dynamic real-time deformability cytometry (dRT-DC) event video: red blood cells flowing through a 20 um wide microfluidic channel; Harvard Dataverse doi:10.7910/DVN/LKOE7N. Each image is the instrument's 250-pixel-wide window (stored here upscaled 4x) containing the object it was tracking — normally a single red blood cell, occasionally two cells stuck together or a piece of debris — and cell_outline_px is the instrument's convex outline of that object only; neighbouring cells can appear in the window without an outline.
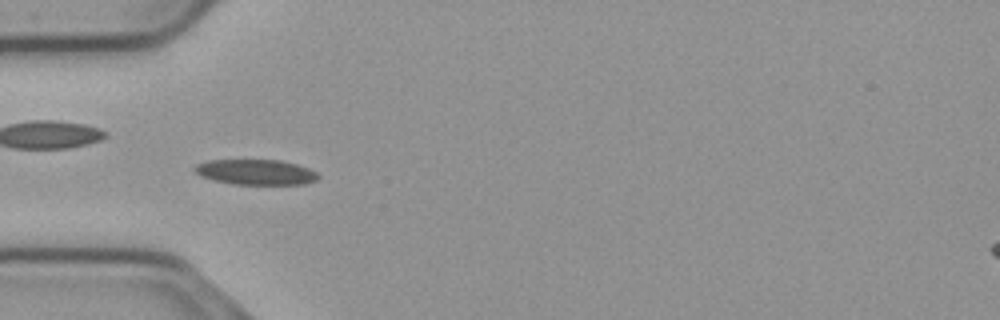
{"species": "common noctule bat (a hibernating species)", "species_latin": "Nyctalus noctula", "temperature_condition": "cold", "stored_images_in_passage": 56, "camera_frame_rate_fps": 3000, "um_per_image_px": 0.085, "animal": {"sex": "male", "body_mass_g": 23.1, "forearm_length_mm": 52.7}, "frame": {"image": 1, "passage_image": 17, "time_ms": 5.333, "image_size_px": [1000, 320], "cell_outline_px": [[320, 176], [316, 180], [304, 184], [232, 184], [212, 180], [200, 176], [192, 168], [196, 164], [208, 160], [280, 160], [296, 164], [320, 172]], "centroid_in_image_um": [21.74, 14.63], "position_along_channel_um": 63.3, "area_um2": 18.38}}
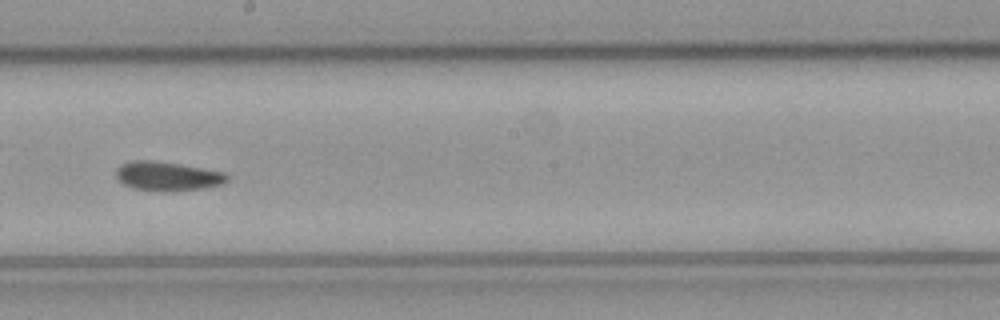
{"frame": {"image": 2, "passage_image": 31, "time_ms": 10.0, "image_size_px": [1000, 320], "cell_outline_px": [[228, 180], [220, 184], [204, 188], [172, 192], [160, 192], [136, 188], [124, 184], [116, 176], [116, 168], [120, 164], [132, 160], [156, 160], [180, 164], [224, 172], [228, 176]], "centroid_in_image_um": [14.22, 14.97], "position_along_channel_um": 234.0, "area_um2": 18.96}}
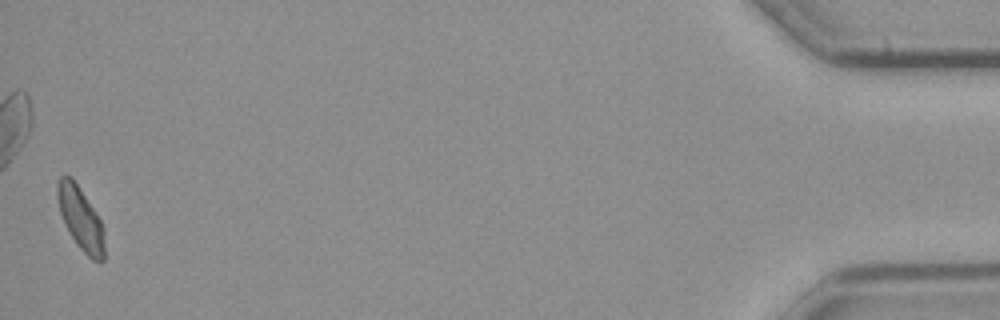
{"frame": {"image": 3, "passage_image": 55, "time_ms": 18.0, "image_size_px": [1000, 320], "cell_outline_px": [[104, 260], [92, 260], [76, 244], [60, 212], [56, 196], [56, 184], [60, 176], [68, 176], [76, 184], [100, 220], [104, 228]], "centroid_in_image_um": [6.85, 18.59], "position_along_channel_um": 428.4, "area_um2": 16.65}, "authors_computed_cell_mechanics": {"area_um2": 18.1492, "velocity_mm_per_s": 3.6676, "shape_relaxation_time_tau1_ms": null, "shape_relaxation_time_tau2_ms": 8.0737, "deformation_change_tau1": null, "deformation_change_tau2": 0.1322}}